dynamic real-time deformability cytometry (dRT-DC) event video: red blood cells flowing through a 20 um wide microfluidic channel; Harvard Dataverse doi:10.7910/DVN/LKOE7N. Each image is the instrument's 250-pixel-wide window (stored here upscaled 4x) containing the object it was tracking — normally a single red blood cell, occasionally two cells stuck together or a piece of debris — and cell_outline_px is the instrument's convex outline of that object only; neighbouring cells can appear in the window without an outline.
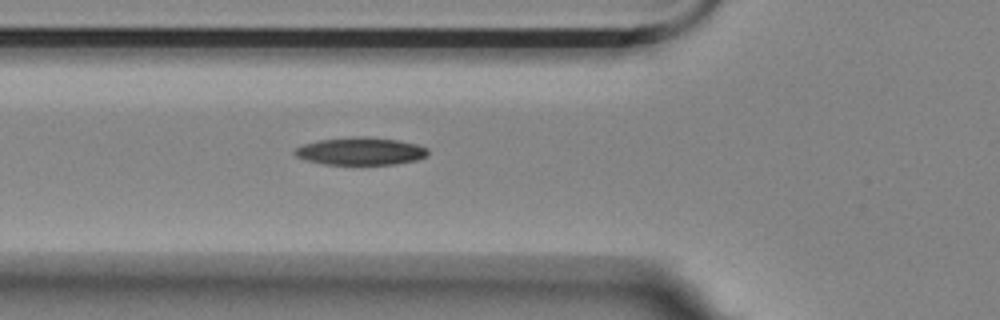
{"species": "Egyptian fruit bat (a non-hibernating species)", "species_latin": "Rousettus aegyptiacus", "temperature_condition": "room temperature", "stored_images_in_passage": 6, "camera_frame_rate_fps": 3000, "um_per_image_px": 0.085, "animal": {"sex": "female"}, "frame": {"image": 1, "passage_image": 6, "time_ms": 6.667, "image_size_px": [1000, 320], "cell_outline_px": [[428, 156], [416, 160], [396, 164], [324, 164], [308, 160], [296, 156], [292, 152], [296, 148], [304, 144], [320, 140], [352, 136], [368, 136], [400, 140], [416, 144], [428, 148]], "centroid_in_image_um": [30.68, 12.84], "position_along_channel_um": 95.1, "area_um2": 21.5}}